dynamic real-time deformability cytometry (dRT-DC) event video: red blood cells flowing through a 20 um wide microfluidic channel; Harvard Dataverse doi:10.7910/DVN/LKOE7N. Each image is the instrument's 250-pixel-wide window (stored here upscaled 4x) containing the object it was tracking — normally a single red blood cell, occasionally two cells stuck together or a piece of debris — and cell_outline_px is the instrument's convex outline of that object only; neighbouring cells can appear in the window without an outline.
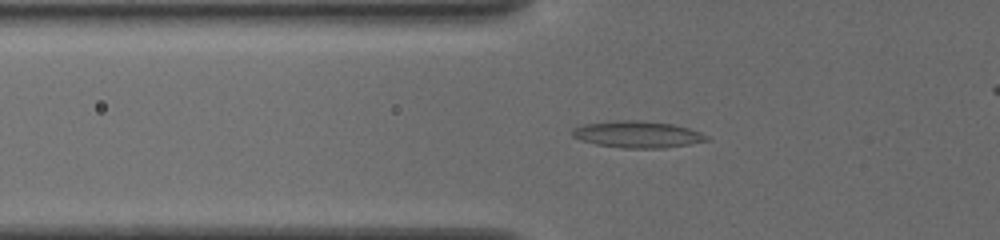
{"species": "common noctule bat (a hibernating species)", "species_latin": "Nyctalus noctula", "temperature_condition": "cold", "stored_images_in_passage": 34, "camera_frame_rate_fps": 3000, "um_per_image_px": 0.085, "animal": {"sex": "female", "body_mass_g": 19.5, "forearm_length_mm": 54.1}, "frame": {"image": 1, "passage_image": 2, "time_ms": 0.333, "image_size_px": [1000, 240], "cell_outline_px": [[708, 140], [688, 144], [664, 148], [624, 148], [596, 144], [580, 140], [572, 136], [572, 128], [584, 124], [624, 120], [636, 120], [672, 124], [688, 128], [700, 132], [708, 136]], "centroid_in_image_um": [54.16, 11.43], "position_along_channel_um": 71.6, "area_um2": 20.63}}
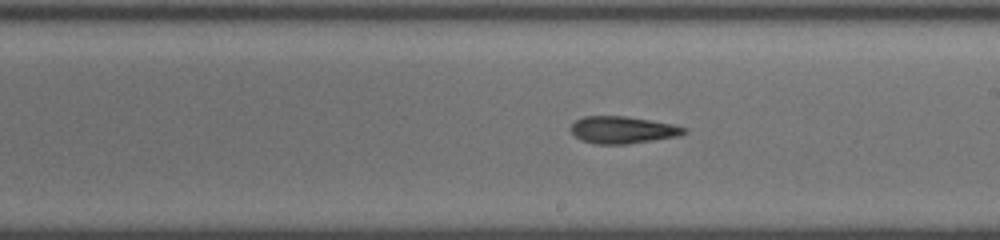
{"frame": {"image": 2, "passage_image": 15, "time_ms": 4.667, "image_size_px": [1000, 240], "cell_outline_px": [[688, 132], [680, 136], [628, 144], [596, 144], [580, 140], [568, 128], [576, 120], [584, 116], [624, 116], [672, 124], [688, 128]], "centroid_in_image_um": [52.93, 11.05], "position_along_channel_um": 236.1, "area_um2": 17.98}}
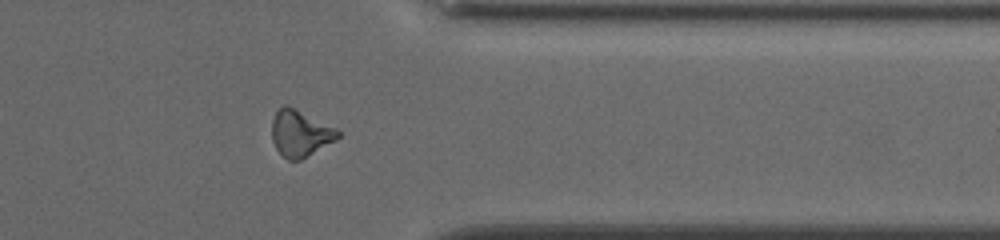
{"frame": {"image": 3, "passage_image": 27, "time_ms": 8.667, "image_size_px": [1000, 240], "cell_outline_px": [[340, 136], [336, 140], [300, 160], [288, 160], [276, 148], [272, 140], [272, 120], [276, 112], [284, 104], [288, 104], [336, 128], [340, 132]], "centroid_in_image_um": [25.52, 11.32], "position_along_channel_um": 385.9, "area_um2": 17.8}}